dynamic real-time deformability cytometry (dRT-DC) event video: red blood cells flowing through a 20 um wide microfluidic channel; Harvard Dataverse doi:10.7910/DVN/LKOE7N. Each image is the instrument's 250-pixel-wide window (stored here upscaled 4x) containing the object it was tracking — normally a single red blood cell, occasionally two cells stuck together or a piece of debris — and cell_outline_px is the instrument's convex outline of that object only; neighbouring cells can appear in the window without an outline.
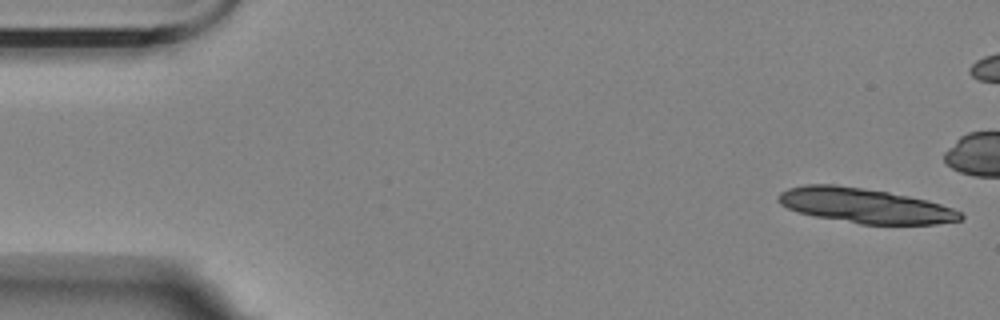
{"species": "Egyptian fruit bat (a non-hibernating species)", "species_latin": "Rousettus aegyptiacus", "temperature_condition": "room temperature", "stored_images_in_passage": 14, "camera_frame_rate_fps": 3000, "um_per_image_px": 0.085, "animal": {"sex": "female"}, "frame": {"image": 1, "passage_image": 1, "time_ms": 0.0, "image_size_px": [1000, 320], "cell_outline_px": [[964, 216], [960, 220], [936, 224], [860, 224], [812, 216], [788, 208], [780, 204], [776, 200], [776, 196], [780, 192], [788, 188], [804, 184], [836, 184], [888, 192], [928, 200], [952, 208], [960, 212]], "centroid_in_image_um": [73.47, 17.47], "position_along_channel_um": 11.5, "area_um2": 36.99}}